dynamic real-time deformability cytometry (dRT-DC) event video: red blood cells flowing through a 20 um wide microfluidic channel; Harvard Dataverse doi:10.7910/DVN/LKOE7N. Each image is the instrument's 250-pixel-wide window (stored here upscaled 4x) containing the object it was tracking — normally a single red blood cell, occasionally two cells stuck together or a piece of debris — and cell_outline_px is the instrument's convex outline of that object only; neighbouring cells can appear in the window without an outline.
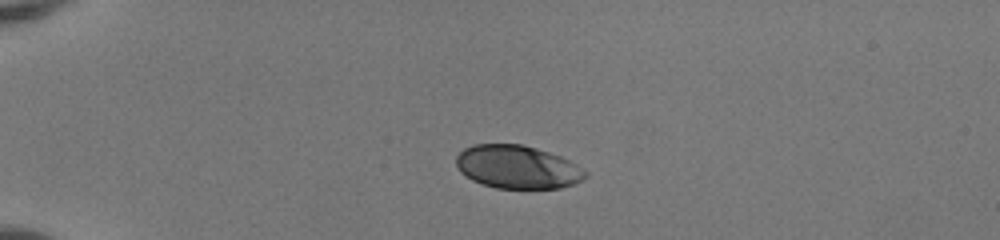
{"species": "human", "species_latin": "Homo sapiens", "temperature_condition": "room temperature", "stored_images_in_passage": 39, "camera_frame_rate_fps": 3000, "um_per_image_px": 0.085, "donor": {"sex": "female"}, "frame": {"image": 1, "passage_image": 1, "time_ms": 0.0, "image_size_px": [1000, 240], "cell_outline_px": [[588, 176], [584, 180], [560, 188], [496, 188], [480, 184], [472, 180], [460, 172], [456, 164], [456, 156], [464, 148], [472, 144], [524, 144], [560, 156], [584, 168], [588, 172]], "centroid_in_image_um": [43.98, 14.19], "position_along_channel_um": 41.0, "area_um2": 32.77}}
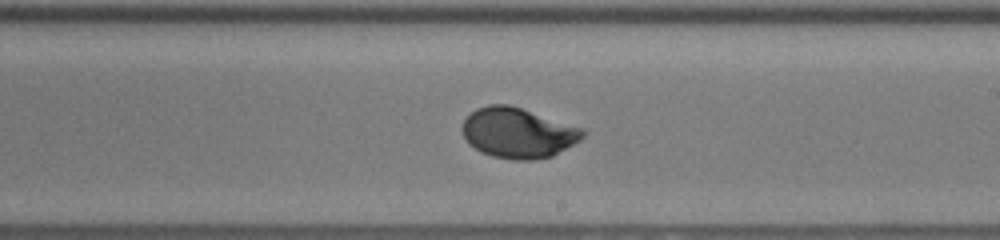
{"frame": {"image": 2, "passage_image": 20, "time_ms": 6.333, "image_size_px": [1000, 240], "cell_outline_px": [[584, 136], [580, 140], [552, 156], [532, 160], [516, 160], [492, 156], [476, 148], [464, 136], [460, 128], [464, 120], [476, 108], [488, 104], [508, 104], [580, 128], [584, 132]], "centroid_in_image_um": [43.99, 11.29], "position_along_channel_um": 245.0, "area_um2": 34.56}}
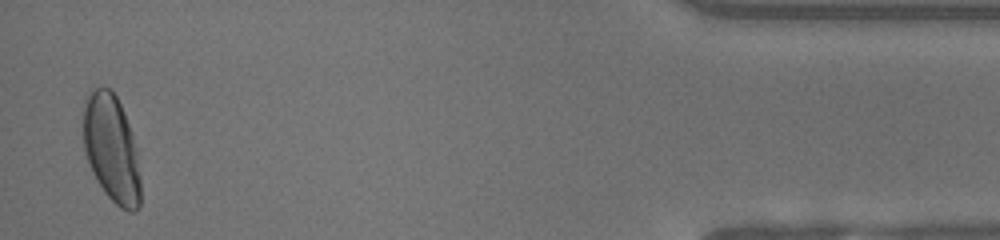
{"frame": {"image": 3, "passage_image": 38, "time_ms": 12.333, "image_size_px": [1000, 240], "cell_outline_px": [[140, 208], [132, 212], [128, 212], [120, 208], [104, 192], [96, 180], [92, 172], [84, 148], [84, 100], [92, 88], [104, 84], [112, 88], [124, 112], [132, 132], [136, 152], [140, 176]], "centroid_in_image_um": [9.48, 12.6], "position_along_channel_um": 425.7, "area_um2": 36.18}, "authors_computed_cell_mechanics": {"area_um2": 34.6222, "velocity_mm_per_s": 4.1098, "shape_relaxation_time_tau1_ms": 3.0182, "shape_relaxation_time_tau2_ms": null, "deformation_change_tau1": 0.16, "deformation_change_tau2": null}}